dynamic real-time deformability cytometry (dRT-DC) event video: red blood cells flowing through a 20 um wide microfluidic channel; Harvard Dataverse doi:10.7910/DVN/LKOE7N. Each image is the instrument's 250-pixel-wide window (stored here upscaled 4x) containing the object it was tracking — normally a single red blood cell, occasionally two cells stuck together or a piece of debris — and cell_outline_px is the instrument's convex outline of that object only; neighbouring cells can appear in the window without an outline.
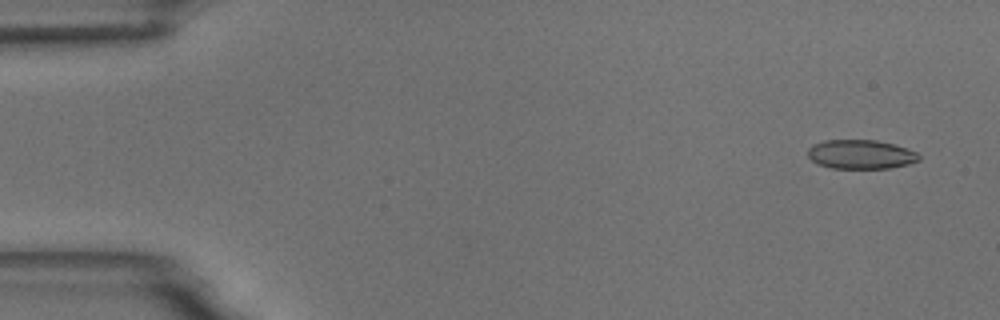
{"species": "common noctule bat (a hibernating species)", "species_latin": "Nyctalus noctula", "temperature_condition": "room temperature", "stored_images_in_passage": 15, "camera_frame_rate_fps": 3000, "um_per_image_px": 0.085, "animal": {"sex": "male", "body_mass_g": 18.8}, "frame": {"image": 1, "passage_image": 3, "time_ms": 0.667, "image_size_px": [1000, 320], "cell_outline_px": [[920, 160], [908, 164], [888, 168], [832, 168], [816, 164], [808, 156], [808, 148], [812, 144], [824, 140], [876, 140], [892, 144], [916, 152], [920, 156]], "centroid_in_image_um": [73.12, 13.12], "position_along_channel_um": 11.9, "area_um2": 18.79}}
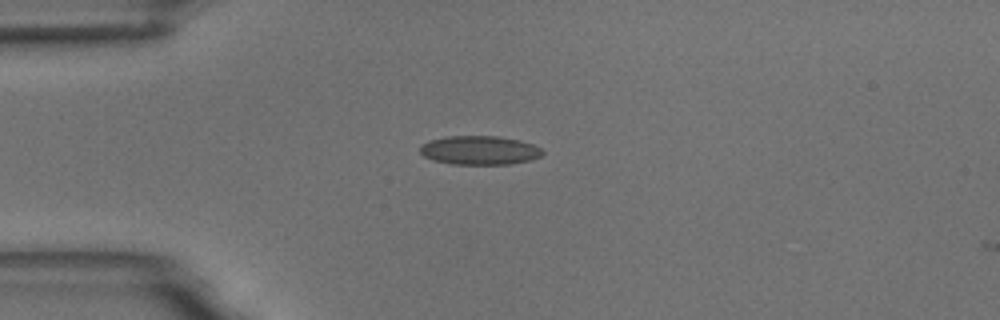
{"frame": {"image": 2, "passage_image": 14, "time_ms": 4.333, "image_size_px": [1000, 320], "cell_outline_px": [[544, 152], [540, 156], [532, 160], [512, 164], [452, 164], [432, 160], [424, 156], [420, 152], [420, 148], [428, 140], [444, 136], [496, 136], [520, 140], [532, 144], [540, 148]], "centroid_in_image_um": [40.76, 12.77], "position_along_channel_um": 44.2, "area_um2": 20.69}}